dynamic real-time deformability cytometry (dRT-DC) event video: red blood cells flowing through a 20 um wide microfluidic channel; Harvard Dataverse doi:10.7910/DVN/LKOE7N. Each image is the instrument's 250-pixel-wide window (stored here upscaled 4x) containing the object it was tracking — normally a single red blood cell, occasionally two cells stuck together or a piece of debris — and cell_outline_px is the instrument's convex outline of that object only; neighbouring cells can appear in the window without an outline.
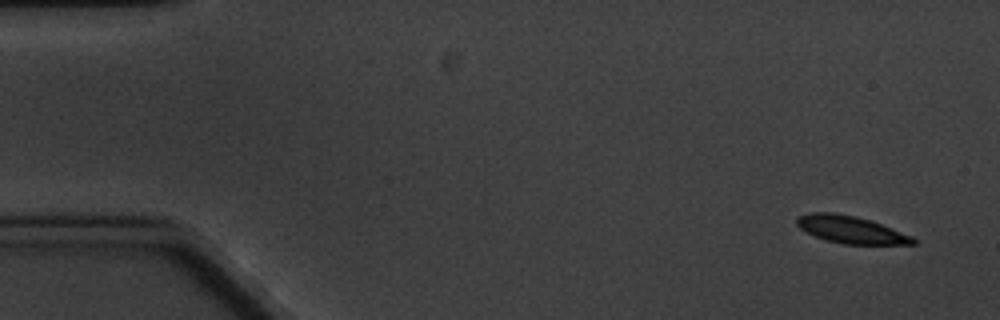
{"species": "common noctule bat (a hibernating species)", "species_latin": "Nyctalus noctula", "temperature_condition": "cold", "stored_images_in_passage": 4, "camera_frame_rate_fps": 3000, "um_per_image_px": 0.085, "animal": {"sex": "male", "body_mass_g": 20.1, "forearm_length_mm": 53.5}, "frame": {"image": 1, "passage_image": 1, "time_ms": 0.0, "image_size_px": [1000, 320], "cell_outline_px": [[916, 244], [844, 244], [828, 240], [816, 236], [800, 228], [796, 224], [796, 216], [812, 212], [832, 212], [856, 216], [892, 228], [912, 236], [916, 240]], "centroid_in_image_um": [72.3, 19.51], "position_along_channel_um": 12.7, "area_um2": 18.26}}